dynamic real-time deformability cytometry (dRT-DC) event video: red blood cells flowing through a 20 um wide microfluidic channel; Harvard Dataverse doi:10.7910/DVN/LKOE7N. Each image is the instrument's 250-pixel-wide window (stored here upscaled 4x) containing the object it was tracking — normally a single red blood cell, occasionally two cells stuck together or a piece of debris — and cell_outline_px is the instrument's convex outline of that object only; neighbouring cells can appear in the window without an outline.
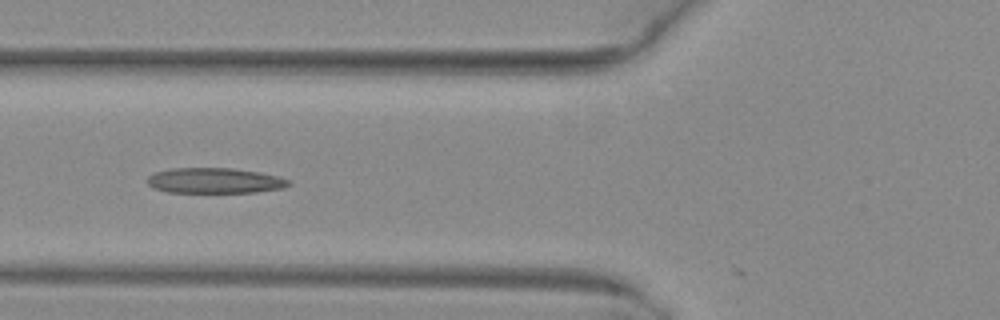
{"species": "common noctule bat (a hibernating species)", "species_latin": "Nyctalus noctula", "temperature_condition": "warm", "stored_images_in_passage": 5, "camera_frame_rate_fps": 3000, "um_per_image_px": 0.085, "animal": {"sex": "female", "body_mass_g": 29.2, "forearm_length_mm": 56.3}, "frame": {"image": 1, "passage_image": 5, "time_ms": 1.333, "image_size_px": [1000, 320], "cell_outline_px": [[292, 184], [284, 188], [256, 192], [168, 192], [152, 188], [148, 184], [148, 176], [152, 172], [172, 168], [232, 168], [260, 172], [276, 176], [288, 180]], "centroid_in_image_um": [18.22, 15.35], "position_along_channel_um": 107.6, "area_um2": 20.98}}